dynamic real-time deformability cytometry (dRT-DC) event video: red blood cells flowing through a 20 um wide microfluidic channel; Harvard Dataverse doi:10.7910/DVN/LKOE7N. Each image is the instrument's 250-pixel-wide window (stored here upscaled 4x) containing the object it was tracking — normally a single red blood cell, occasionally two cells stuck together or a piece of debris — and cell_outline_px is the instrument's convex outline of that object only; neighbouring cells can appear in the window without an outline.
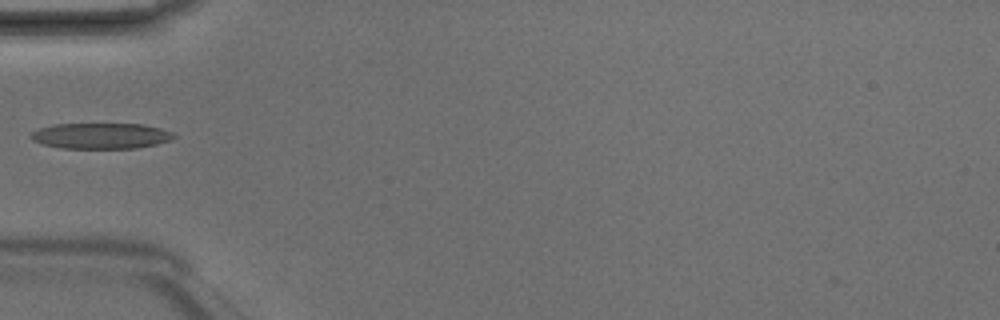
{"species": "Egyptian fruit bat (a non-hibernating species)", "species_latin": "Rousettus aegyptiacus", "temperature_condition": "room temperature", "stored_images_in_passage": 5, "camera_frame_rate_fps": 3000, "um_per_image_px": 0.085, "animal": {"sex": "male"}, "frame": {"image": 1, "passage_image": 5, "time_ms": 1.333, "image_size_px": [1000, 320], "cell_outline_px": [[176, 136], [172, 140], [156, 144], [136, 148], [60, 148], [44, 144], [32, 140], [28, 136], [32, 132], [40, 128], [52, 124], [144, 124], [160, 128], [172, 132]], "centroid_in_image_um": [8.57, 11.54], "position_along_channel_um": 76.4, "area_um2": 21.5}}